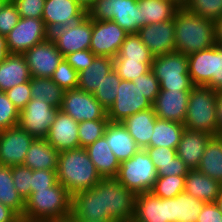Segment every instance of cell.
I'll return each instance as SVG.
<instances>
[{"label":"cell","mask_w":222,"mask_h":222,"mask_svg":"<svg viewBox=\"0 0 222 222\" xmlns=\"http://www.w3.org/2000/svg\"><path fill=\"white\" fill-rule=\"evenodd\" d=\"M73 196L59 182L30 194L25 201L22 222H59L72 216Z\"/></svg>","instance_id":"6da1fadb"},{"label":"cell","mask_w":222,"mask_h":222,"mask_svg":"<svg viewBox=\"0 0 222 222\" xmlns=\"http://www.w3.org/2000/svg\"><path fill=\"white\" fill-rule=\"evenodd\" d=\"M175 51L190 55L215 45V24L208 18L179 8L174 15Z\"/></svg>","instance_id":"7a4b0ae2"},{"label":"cell","mask_w":222,"mask_h":222,"mask_svg":"<svg viewBox=\"0 0 222 222\" xmlns=\"http://www.w3.org/2000/svg\"><path fill=\"white\" fill-rule=\"evenodd\" d=\"M56 174L72 196L93 188L102 178L83 147L59 152Z\"/></svg>","instance_id":"3957f363"},{"label":"cell","mask_w":222,"mask_h":222,"mask_svg":"<svg viewBox=\"0 0 222 222\" xmlns=\"http://www.w3.org/2000/svg\"><path fill=\"white\" fill-rule=\"evenodd\" d=\"M218 91L207 86H194L188 99L184 122L185 129L218 135L217 124Z\"/></svg>","instance_id":"277c9868"},{"label":"cell","mask_w":222,"mask_h":222,"mask_svg":"<svg viewBox=\"0 0 222 222\" xmlns=\"http://www.w3.org/2000/svg\"><path fill=\"white\" fill-rule=\"evenodd\" d=\"M96 186L101 190L102 212L114 222H131L136 194L116 177H102Z\"/></svg>","instance_id":"5b68a950"},{"label":"cell","mask_w":222,"mask_h":222,"mask_svg":"<svg viewBox=\"0 0 222 222\" xmlns=\"http://www.w3.org/2000/svg\"><path fill=\"white\" fill-rule=\"evenodd\" d=\"M151 71L160 83V90L191 91L194 87L188 73L187 55L180 52L154 57Z\"/></svg>","instance_id":"8992f818"},{"label":"cell","mask_w":222,"mask_h":222,"mask_svg":"<svg viewBox=\"0 0 222 222\" xmlns=\"http://www.w3.org/2000/svg\"><path fill=\"white\" fill-rule=\"evenodd\" d=\"M87 15L92 20L114 21L128 34H136L141 28L137 0H95Z\"/></svg>","instance_id":"52a82bcc"},{"label":"cell","mask_w":222,"mask_h":222,"mask_svg":"<svg viewBox=\"0 0 222 222\" xmlns=\"http://www.w3.org/2000/svg\"><path fill=\"white\" fill-rule=\"evenodd\" d=\"M119 183L135 194L150 192L158 178L157 170L145 149L122 161L116 176Z\"/></svg>","instance_id":"ba28073f"},{"label":"cell","mask_w":222,"mask_h":222,"mask_svg":"<svg viewBox=\"0 0 222 222\" xmlns=\"http://www.w3.org/2000/svg\"><path fill=\"white\" fill-rule=\"evenodd\" d=\"M115 101L107 110L109 122L121 123L129 116L152 108V103L143 95L133 81L121 79Z\"/></svg>","instance_id":"9c48e42d"},{"label":"cell","mask_w":222,"mask_h":222,"mask_svg":"<svg viewBox=\"0 0 222 222\" xmlns=\"http://www.w3.org/2000/svg\"><path fill=\"white\" fill-rule=\"evenodd\" d=\"M50 37L42 18H22L6 36L10 54H23Z\"/></svg>","instance_id":"30bf717a"},{"label":"cell","mask_w":222,"mask_h":222,"mask_svg":"<svg viewBox=\"0 0 222 222\" xmlns=\"http://www.w3.org/2000/svg\"><path fill=\"white\" fill-rule=\"evenodd\" d=\"M60 110L77 122L108 119L107 110L94 95L80 88L65 90Z\"/></svg>","instance_id":"8fae6325"},{"label":"cell","mask_w":222,"mask_h":222,"mask_svg":"<svg viewBox=\"0 0 222 222\" xmlns=\"http://www.w3.org/2000/svg\"><path fill=\"white\" fill-rule=\"evenodd\" d=\"M91 37L92 19L88 15L74 24L59 27L50 33V38L63 56L90 49Z\"/></svg>","instance_id":"7c38bea8"},{"label":"cell","mask_w":222,"mask_h":222,"mask_svg":"<svg viewBox=\"0 0 222 222\" xmlns=\"http://www.w3.org/2000/svg\"><path fill=\"white\" fill-rule=\"evenodd\" d=\"M58 108L31 99L19 113L18 126L34 138H46Z\"/></svg>","instance_id":"4fadbf2b"},{"label":"cell","mask_w":222,"mask_h":222,"mask_svg":"<svg viewBox=\"0 0 222 222\" xmlns=\"http://www.w3.org/2000/svg\"><path fill=\"white\" fill-rule=\"evenodd\" d=\"M128 33L111 20H92L90 50L96 56L115 58Z\"/></svg>","instance_id":"5bb4252c"},{"label":"cell","mask_w":222,"mask_h":222,"mask_svg":"<svg viewBox=\"0 0 222 222\" xmlns=\"http://www.w3.org/2000/svg\"><path fill=\"white\" fill-rule=\"evenodd\" d=\"M22 55L25 57L31 77L38 78H51L60 62L64 59V56L50 37L36 44Z\"/></svg>","instance_id":"9a60e30c"},{"label":"cell","mask_w":222,"mask_h":222,"mask_svg":"<svg viewBox=\"0 0 222 222\" xmlns=\"http://www.w3.org/2000/svg\"><path fill=\"white\" fill-rule=\"evenodd\" d=\"M34 140L18 125L0 131V165H23L27 151Z\"/></svg>","instance_id":"2e32d148"},{"label":"cell","mask_w":222,"mask_h":222,"mask_svg":"<svg viewBox=\"0 0 222 222\" xmlns=\"http://www.w3.org/2000/svg\"><path fill=\"white\" fill-rule=\"evenodd\" d=\"M131 222H173V198L156 197L151 192L136 194Z\"/></svg>","instance_id":"e0dca14e"},{"label":"cell","mask_w":222,"mask_h":222,"mask_svg":"<svg viewBox=\"0 0 222 222\" xmlns=\"http://www.w3.org/2000/svg\"><path fill=\"white\" fill-rule=\"evenodd\" d=\"M87 11L75 0H46L42 20L51 33L53 30L82 20Z\"/></svg>","instance_id":"ac0fdd59"},{"label":"cell","mask_w":222,"mask_h":222,"mask_svg":"<svg viewBox=\"0 0 222 222\" xmlns=\"http://www.w3.org/2000/svg\"><path fill=\"white\" fill-rule=\"evenodd\" d=\"M154 57L175 51L174 18L161 23L145 25L137 32Z\"/></svg>","instance_id":"d6986e66"},{"label":"cell","mask_w":222,"mask_h":222,"mask_svg":"<svg viewBox=\"0 0 222 222\" xmlns=\"http://www.w3.org/2000/svg\"><path fill=\"white\" fill-rule=\"evenodd\" d=\"M71 217L76 222H114L102 212L101 190L96 185L73 196Z\"/></svg>","instance_id":"ffe728a7"},{"label":"cell","mask_w":222,"mask_h":222,"mask_svg":"<svg viewBox=\"0 0 222 222\" xmlns=\"http://www.w3.org/2000/svg\"><path fill=\"white\" fill-rule=\"evenodd\" d=\"M190 92L160 90L152 104L156 117L184 124Z\"/></svg>","instance_id":"44dd1931"},{"label":"cell","mask_w":222,"mask_h":222,"mask_svg":"<svg viewBox=\"0 0 222 222\" xmlns=\"http://www.w3.org/2000/svg\"><path fill=\"white\" fill-rule=\"evenodd\" d=\"M79 122L68 114L58 110L46 140L58 151H65L79 147Z\"/></svg>","instance_id":"7402d4cb"},{"label":"cell","mask_w":222,"mask_h":222,"mask_svg":"<svg viewBox=\"0 0 222 222\" xmlns=\"http://www.w3.org/2000/svg\"><path fill=\"white\" fill-rule=\"evenodd\" d=\"M211 136L206 132L185 129L176 149L177 156L190 169H197Z\"/></svg>","instance_id":"603a6c76"},{"label":"cell","mask_w":222,"mask_h":222,"mask_svg":"<svg viewBox=\"0 0 222 222\" xmlns=\"http://www.w3.org/2000/svg\"><path fill=\"white\" fill-rule=\"evenodd\" d=\"M104 136L106 143L120 163L130 159L140 150L133 137L121 123L109 122L105 128Z\"/></svg>","instance_id":"cb8c5ba5"},{"label":"cell","mask_w":222,"mask_h":222,"mask_svg":"<svg viewBox=\"0 0 222 222\" xmlns=\"http://www.w3.org/2000/svg\"><path fill=\"white\" fill-rule=\"evenodd\" d=\"M156 114L153 107L137 112L126 118L121 124L127 129L140 149L150 147L154 132Z\"/></svg>","instance_id":"d4e9b609"},{"label":"cell","mask_w":222,"mask_h":222,"mask_svg":"<svg viewBox=\"0 0 222 222\" xmlns=\"http://www.w3.org/2000/svg\"><path fill=\"white\" fill-rule=\"evenodd\" d=\"M29 67L22 54H10L0 62V91H7L16 85L30 81Z\"/></svg>","instance_id":"484cf974"},{"label":"cell","mask_w":222,"mask_h":222,"mask_svg":"<svg viewBox=\"0 0 222 222\" xmlns=\"http://www.w3.org/2000/svg\"><path fill=\"white\" fill-rule=\"evenodd\" d=\"M59 152L46 140L34 138L23 165L31 170L48 169L57 171Z\"/></svg>","instance_id":"4316f807"},{"label":"cell","mask_w":222,"mask_h":222,"mask_svg":"<svg viewBox=\"0 0 222 222\" xmlns=\"http://www.w3.org/2000/svg\"><path fill=\"white\" fill-rule=\"evenodd\" d=\"M221 185L197 169H190L185 176L184 192L207 202H216Z\"/></svg>","instance_id":"83f0119b"},{"label":"cell","mask_w":222,"mask_h":222,"mask_svg":"<svg viewBox=\"0 0 222 222\" xmlns=\"http://www.w3.org/2000/svg\"><path fill=\"white\" fill-rule=\"evenodd\" d=\"M85 150L101 177L117 176L121 163L109 148L104 135Z\"/></svg>","instance_id":"f1b7e54d"},{"label":"cell","mask_w":222,"mask_h":222,"mask_svg":"<svg viewBox=\"0 0 222 222\" xmlns=\"http://www.w3.org/2000/svg\"><path fill=\"white\" fill-rule=\"evenodd\" d=\"M113 69V58L96 56L92 64L79 72L78 86L85 92L94 94L104 77Z\"/></svg>","instance_id":"f546056e"},{"label":"cell","mask_w":222,"mask_h":222,"mask_svg":"<svg viewBox=\"0 0 222 222\" xmlns=\"http://www.w3.org/2000/svg\"><path fill=\"white\" fill-rule=\"evenodd\" d=\"M188 73L194 86H207L213 77V46L187 56Z\"/></svg>","instance_id":"4dcf8cb0"},{"label":"cell","mask_w":222,"mask_h":222,"mask_svg":"<svg viewBox=\"0 0 222 222\" xmlns=\"http://www.w3.org/2000/svg\"><path fill=\"white\" fill-rule=\"evenodd\" d=\"M141 15V28L174 18L179 9L171 0H137Z\"/></svg>","instance_id":"1f68e13d"},{"label":"cell","mask_w":222,"mask_h":222,"mask_svg":"<svg viewBox=\"0 0 222 222\" xmlns=\"http://www.w3.org/2000/svg\"><path fill=\"white\" fill-rule=\"evenodd\" d=\"M197 170L222 184L221 135H212L210 137Z\"/></svg>","instance_id":"d6a6232c"},{"label":"cell","mask_w":222,"mask_h":222,"mask_svg":"<svg viewBox=\"0 0 222 222\" xmlns=\"http://www.w3.org/2000/svg\"><path fill=\"white\" fill-rule=\"evenodd\" d=\"M184 130L185 127L181 123L156 118L150 147L177 149Z\"/></svg>","instance_id":"836d02e7"},{"label":"cell","mask_w":222,"mask_h":222,"mask_svg":"<svg viewBox=\"0 0 222 222\" xmlns=\"http://www.w3.org/2000/svg\"><path fill=\"white\" fill-rule=\"evenodd\" d=\"M32 99L46 102L60 109L65 90L59 87L51 78L31 77Z\"/></svg>","instance_id":"e575fe53"},{"label":"cell","mask_w":222,"mask_h":222,"mask_svg":"<svg viewBox=\"0 0 222 222\" xmlns=\"http://www.w3.org/2000/svg\"><path fill=\"white\" fill-rule=\"evenodd\" d=\"M0 203L23 216L25 201L18 194L12 178V166L0 165Z\"/></svg>","instance_id":"d590c367"},{"label":"cell","mask_w":222,"mask_h":222,"mask_svg":"<svg viewBox=\"0 0 222 222\" xmlns=\"http://www.w3.org/2000/svg\"><path fill=\"white\" fill-rule=\"evenodd\" d=\"M205 202L186 192L173 198V222H196Z\"/></svg>","instance_id":"8d00e7d4"},{"label":"cell","mask_w":222,"mask_h":222,"mask_svg":"<svg viewBox=\"0 0 222 222\" xmlns=\"http://www.w3.org/2000/svg\"><path fill=\"white\" fill-rule=\"evenodd\" d=\"M115 58H128V60L141 61L142 63H152L154 56L136 33L126 36Z\"/></svg>","instance_id":"74e56055"},{"label":"cell","mask_w":222,"mask_h":222,"mask_svg":"<svg viewBox=\"0 0 222 222\" xmlns=\"http://www.w3.org/2000/svg\"><path fill=\"white\" fill-rule=\"evenodd\" d=\"M184 184L185 176H158L150 192L156 197L174 198L184 192Z\"/></svg>","instance_id":"f35d334b"},{"label":"cell","mask_w":222,"mask_h":222,"mask_svg":"<svg viewBox=\"0 0 222 222\" xmlns=\"http://www.w3.org/2000/svg\"><path fill=\"white\" fill-rule=\"evenodd\" d=\"M120 82V76L112 69L110 73L104 77L100 86H98L97 90L94 92L93 95L95 99L98 100L106 110H108L115 101L117 96L116 91H118Z\"/></svg>","instance_id":"ab89813d"},{"label":"cell","mask_w":222,"mask_h":222,"mask_svg":"<svg viewBox=\"0 0 222 222\" xmlns=\"http://www.w3.org/2000/svg\"><path fill=\"white\" fill-rule=\"evenodd\" d=\"M109 119L81 121L78 125L79 147L86 148L104 135Z\"/></svg>","instance_id":"60d3db41"},{"label":"cell","mask_w":222,"mask_h":222,"mask_svg":"<svg viewBox=\"0 0 222 222\" xmlns=\"http://www.w3.org/2000/svg\"><path fill=\"white\" fill-rule=\"evenodd\" d=\"M152 63L128 60V58H113V69L121 79L132 81L133 79L148 73Z\"/></svg>","instance_id":"b9f144b4"},{"label":"cell","mask_w":222,"mask_h":222,"mask_svg":"<svg viewBox=\"0 0 222 222\" xmlns=\"http://www.w3.org/2000/svg\"><path fill=\"white\" fill-rule=\"evenodd\" d=\"M185 9L215 21L222 16V0H190Z\"/></svg>","instance_id":"7bdbcfd3"},{"label":"cell","mask_w":222,"mask_h":222,"mask_svg":"<svg viewBox=\"0 0 222 222\" xmlns=\"http://www.w3.org/2000/svg\"><path fill=\"white\" fill-rule=\"evenodd\" d=\"M78 77L79 73L63 59L54 71L51 79L64 90H71L77 88Z\"/></svg>","instance_id":"ee69618b"},{"label":"cell","mask_w":222,"mask_h":222,"mask_svg":"<svg viewBox=\"0 0 222 222\" xmlns=\"http://www.w3.org/2000/svg\"><path fill=\"white\" fill-rule=\"evenodd\" d=\"M20 111L6 93L0 91V131L18 125Z\"/></svg>","instance_id":"f6af8a7d"},{"label":"cell","mask_w":222,"mask_h":222,"mask_svg":"<svg viewBox=\"0 0 222 222\" xmlns=\"http://www.w3.org/2000/svg\"><path fill=\"white\" fill-rule=\"evenodd\" d=\"M12 178L18 194L26 201L31 194L32 170L24 165H14Z\"/></svg>","instance_id":"bcb514c9"},{"label":"cell","mask_w":222,"mask_h":222,"mask_svg":"<svg viewBox=\"0 0 222 222\" xmlns=\"http://www.w3.org/2000/svg\"><path fill=\"white\" fill-rule=\"evenodd\" d=\"M137 85L143 95L153 104L160 92V83L154 73L150 70L132 80Z\"/></svg>","instance_id":"7dc6e473"},{"label":"cell","mask_w":222,"mask_h":222,"mask_svg":"<svg viewBox=\"0 0 222 222\" xmlns=\"http://www.w3.org/2000/svg\"><path fill=\"white\" fill-rule=\"evenodd\" d=\"M20 15L12 0H7L0 10V35L6 37L17 25Z\"/></svg>","instance_id":"c3c4849f"},{"label":"cell","mask_w":222,"mask_h":222,"mask_svg":"<svg viewBox=\"0 0 222 222\" xmlns=\"http://www.w3.org/2000/svg\"><path fill=\"white\" fill-rule=\"evenodd\" d=\"M57 183V174L54 170H32L31 193L54 186Z\"/></svg>","instance_id":"681fc988"},{"label":"cell","mask_w":222,"mask_h":222,"mask_svg":"<svg viewBox=\"0 0 222 222\" xmlns=\"http://www.w3.org/2000/svg\"><path fill=\"white\" fill-rule=\"evenodd\" d=\"M5 93L14 106L21 111L32 99L30 81L16 85L10 90L5 91Z\"/></svg>","instance_id":"f907efd6"},{"label":"cell","mask_w":222,"mask_h":222,"mask_svg":"<svg viewBox=\"0 0 222 222\" xmlns=\"http://www.w3.org/2000/svg\"><path fill=\"white\" fill-rule=\"evenodd\" d=\"M46 0H12L22 18H42Z\"/></svg>","instance_id":"816d5d0a"},{"label":"cell","mask_w":222,"mask_h":222,"mask_svg":"<svg viewBox=\"0 0 222 222\" xmlns=\"http://www.w3.org/2000/svg\"><path fill=\"white\" fill-rule=\"evenodd\" d=\"M150 156L156 170L161 166H168L177 156L176 149L165 147H147L145 149Z\"/></svg>","instance_id":"f5cc1de1"},{"label":"cell","mask_w":222,"mask_h":222,"mask_svg":"<svg viewBox=\"0 0 222 222\" xmlns=\"http://www.w3.org/2000/svg\"><path fill=\"white\" fill-rule=\"evenodd\" d=\"M95 57L90 49H85L67 54L64 59L79 73L89 67Z\"/></svg>","instance_id":"db71d44e"},{"label":"cell","mask_w":222,"mask_h":222,"mask_svg":"<svg viewBox=\"0 0 222 222\" xmlns=\"http://www.w3.org/2000/svg\"><path fill=\"white\" fill-rule=\"evenodd\" d=\"M207 87L222 92V47L213 46V77Z\"/></svg>","instance_id":"11a10c76"},{"label":"cell","mask_w":222,"mask_h":222,"mask_svg":"<svg viewBox=\"0 0 222 222\" xmlns=\"http://www.w3.org/2000/svg\"><path fill=\"white\" fill-rule=\"evenodd\" d=\"M190 168L178 157L176 156L172 159V162L168 166H161L157 170L158 176H186Z\"/></svg>","instance_id":"9f6ffc18"},{"label":"cell","mask_w":222,"mask_h":222,"mask_svg":"<svg viewBox=\"0 0 222 222\" xmlns=\"http://www.w3.org/2000/svg\"><path fill=\"white\" fill-rule=\"evenodd\" d=\"M196 222H222V212L216 202L205 203Z\"/></svg>","instance_id":"6f0895ef"},{"label":"cell","mask_w":222,"mask_h":222,"mask_svg":"<svg viewBox=\"0 0 222 222\" xmlns=\"http://www.w3.org/2000/svg\"><path fill=\"white\" fill-rule=\"evenodd\" d=\"M0 222H22V220L14 210L0 203Z\"/></svg>","instance_id":"680465c9"},{"label":"cell","mask_w":222,"mask_h":222,"mask_svg":"<svg viewBox=\"0 0 222 222\" xmlns=\"http://www.w3.org/2000/svg\"><path fill=\"white\" fill-rule=\"evenodd\" d=\"M217 124H218V135L222 134V92H218L217 97Z\"/></svg>","instance_id":"91938a15"},{"label":"cell","mask_w":222,"mask_h":222,"mask_svg":"<svg viewBox=\"0 0 222 222\" xmlns=\"http://www.w3.org/2000/svg\"><path fill=\"white\" fill-rule=\"evenodd\" d=\"M215 44L222 47V16L214 21Z\"/></svg>","instance_id":"94428289"},{"label":"cell","mask_w":222,"mask_h":222,"mask_svg":"<svg viewBox=\"0 0 222 222\" xmlns=\"http://www.w3.org/2000/svg\"><path fill=\"white\" fill-rule=\"evenodd\" d=\"M10 55L8 48L6 37L0 35V62L6 59Z\"/></svg>","instance_id":"6125c7cd"},{"label":"cell","mask_w":222,"mask_h":222,"mask_svg":"<svg viewBox=\"0 0 222 222\" xmlns=\"http://www.w3.org/2000/svg\"><path fill=\"white\" fill-rule=\"evenodd\" d=\"M82 8H84L86 11H88L93 4L95 3V0H75Z\"/></svg>","instance_id":"be15d7a7"},{"label":"cell","mask_w":222,"mask_h":222,"mask_svg":"<svg viewBox=\"0 0 222 222\" xmlns=\"http://www.w3.org/2000/svg\"><path fill=\"white\" fill-rule=\"evenodd\" d=\"M178 8H185L190 0H171Z\"/></svg>","instance_id":"e7e4bbea"},{"label":"cell","mask_w":222,"mask_h":222,"mask_svg":"<svg viewBox=\"0 0 222 222\" xmlns=\"http://www.w3.org/2000/svg\"><path fill=\"white\" fill-rule=\"evenodd\" d=\"M216 204L218 205V207L220 208V210L222 212V185H221V188L219 190V195L217 197Z\"/></svg>","instance_id":"03108f58"},{"label":"cell","mask_w":222,"mask_h":222,"mask_svg":"<svg viewBox=\"0 0 222 222\" xmlns=\"http://www.w3.org/2000/svg\"><path fill=\"white\" fill-rule=\"evenodd\" d=\"M59 222H76L72 217L68 218V219H65V220H62V221H59Z\"/></svg>","instance_id":"003e7915"},{"label":"cell","mask_w":222,"mask_h":222,"mask_svg":"<svg viewBox=\"0 0 222 222\" xmlns=\"http://www.w3.org/2000/svg\"><path fill=\"white\" fill-rule=\"evenodd\" d=\"M7 0H0V10L2 8V6L4 5V3L6 2Z\"/></svg>","instance_id":"a7ac6f4b"}]
</instances>
